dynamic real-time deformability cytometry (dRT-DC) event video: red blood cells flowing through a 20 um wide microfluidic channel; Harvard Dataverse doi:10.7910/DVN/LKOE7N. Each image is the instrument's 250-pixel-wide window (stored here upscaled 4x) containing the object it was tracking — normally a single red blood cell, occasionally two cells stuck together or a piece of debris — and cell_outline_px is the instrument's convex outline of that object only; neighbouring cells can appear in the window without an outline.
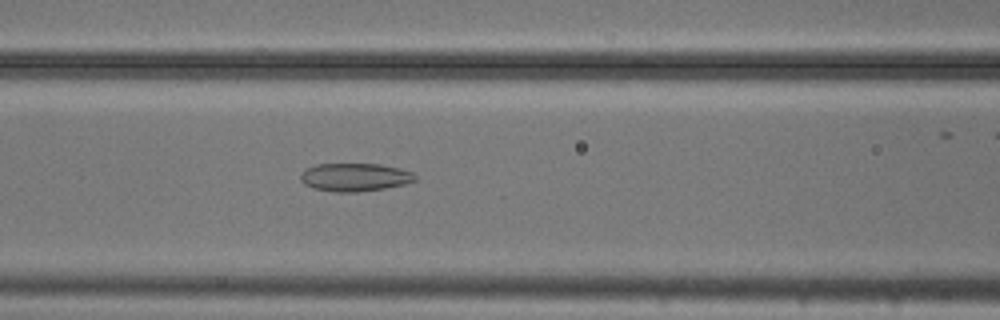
{"species": "common noctule bat (a hibernating species)", "species_latin": "Nyctalus noctula", "temperature_condition": "cold", "stored_images_in_passage": 52, "camera_frame_rate_fps": 3000, "um_per_image_px": 0.085, "animal": {"sex": "male", "body_mass_g": 20.5, "forearm_length_mm": 52.5}, "frame": {"image": 1, "passage_image": 21, "time_ms": 6.667, "image_size_px": [1000, 320], "cell_outline_px": [[416, 180], [404, 184], [384, 188], [356, 192], [336, 192], [312, 188], [304, 184], [300, 180], [300, 172], [304, 168], [316, 164], [380, 164], [400, 168], [412, 172], [416, 176]], "centroid_in_image_um": [30.11, 15.05], "position_along_channel_um": 136.5, "area_um2": 18.9}}
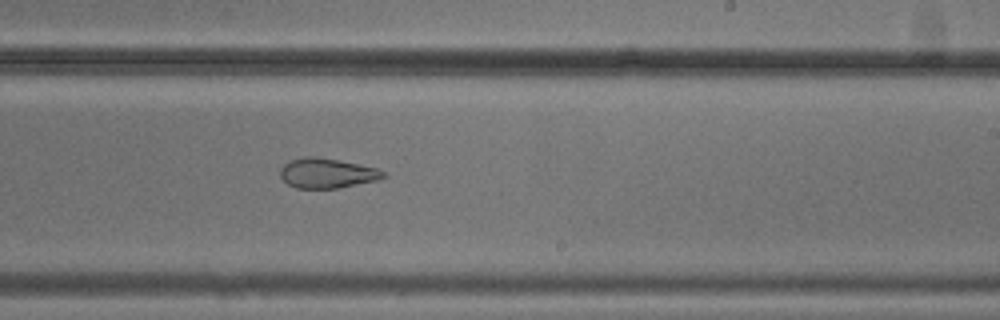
{"frame": {"image": 2, "passage_image": 31, "time_ms": 10.0, "image_size_px": [1000, 320], "cell_outline_px": [[388, 176], [376, 180], [340, 188], [296, 188], [288, 184], [280, 176], [280, 168], [284, 164], [292, 160], [304, 156], [312, 156], [336, 160], [376, 168], [384, 172]], "centroid_in_image_um": [27.78, 14.73], "position_along_channel_um": 261.2, "area_um2": 17.69}}
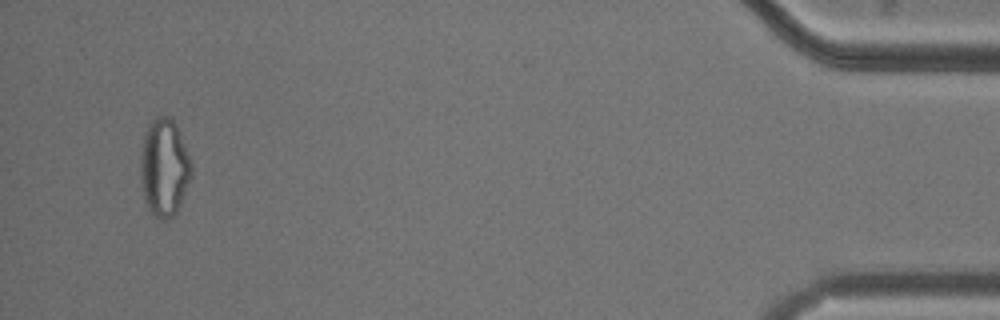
{"frame": {"image": 3, "passage_image": 50, "time_ms": 16.333, "image_size_px": [1000, 320], "cell_outline_px": [[192, 176], [180, 204], [176, 212], [172, 216], [164, 220], [160, 220], [148, 208], [144, 200], [140, 176], [140, 160], [144, 136], [148, 124], [156, 116], [172, 116], [176, 124], [192, 164]], "centroid_in_image_um": [13.96, 14.23], "position_along_channel_um": 421.2, "area_um2": 29.02}, "authors_computed_cell_mechanics": {"area_um2": 24.9118, "velocity_mm_per_s": 3.7584, "shape_relaxation_time_tau1_ms": null, "shape_relaxation_time_tau2_ms": 3.6511, "deformation_change_tau1": null, "deformation_change_tau2": 0.1122}}